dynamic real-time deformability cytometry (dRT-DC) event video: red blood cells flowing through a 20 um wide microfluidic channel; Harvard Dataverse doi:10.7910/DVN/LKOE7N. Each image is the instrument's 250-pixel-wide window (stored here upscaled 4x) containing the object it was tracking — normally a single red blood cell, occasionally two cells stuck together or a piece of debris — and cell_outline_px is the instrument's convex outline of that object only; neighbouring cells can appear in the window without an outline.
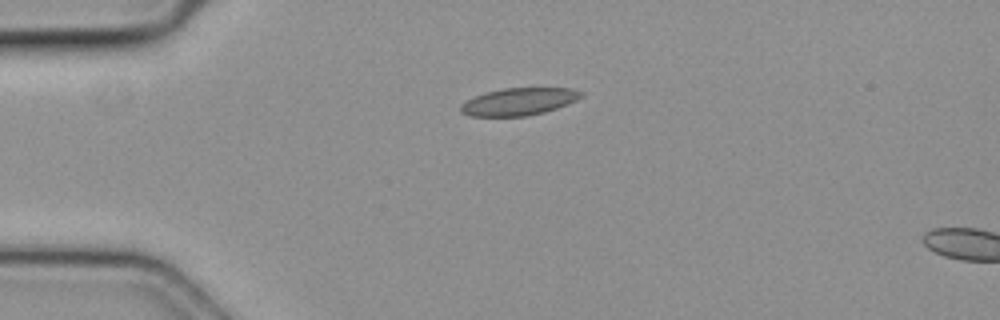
{"species": "common noctule bat (a hibernating species)", "species_latin": "Nyctalus noctula", "temperature_condition": "cold", "stored_images_in_passage": 4, "camera_frame_rate_fps": 3000, "um_per_image_px": 0.085, "animal": {"sex": "female", "body_mass_g": 19.3, "forearm_length_mm": 54.1}, "frame": {"image": 1, "passage_image": 1, "time_ms": 0.0, "image_size_px": [1000, 320], "cell_outline_px": [[584, 96], [576, 100], [556, 108], [544, 112], [528, 116], [468, 116], [460, 112], [460, 104], [484, 92], [504, 88], [572, 88], [584, 92]], "centroid_in_image_um": [44.1, 8.63], "position_along_channel_um": 40.9, "area_um2": 19.25}}